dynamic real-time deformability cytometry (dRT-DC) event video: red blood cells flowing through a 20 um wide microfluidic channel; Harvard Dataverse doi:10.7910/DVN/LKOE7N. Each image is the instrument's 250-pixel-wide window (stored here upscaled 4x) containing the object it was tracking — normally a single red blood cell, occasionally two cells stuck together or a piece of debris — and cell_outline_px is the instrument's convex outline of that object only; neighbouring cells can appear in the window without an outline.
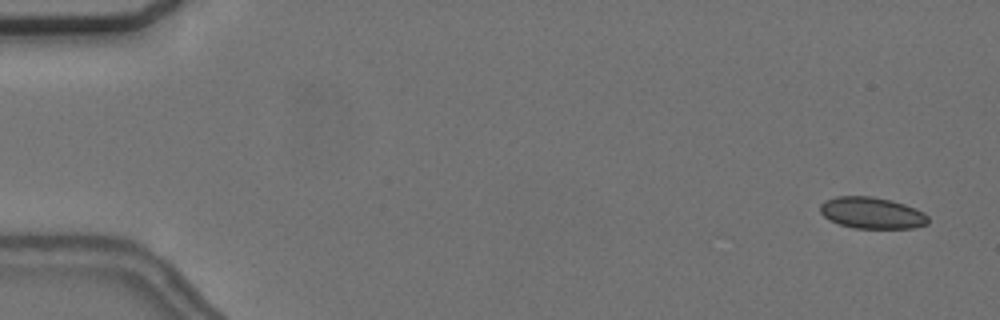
{"species": "common noctule bat (a hibernating species)", "species_latin": "Nyctalus noctula", "temperature_condition": "cold", "stored_images_in_passage": 5, "camera_frame_rate_fps": 3000, "um_per_image_px": 0.085, "animal": {"sex": "female", "body_mass_g": 24.6, "forearm_length_mm": 56.2}, "frame": {"image": 1, "passage_image": 1, "time_ms": 0.0, "image_size_px": [1000, 320], "cell_outline_px": [[928, 224], [912, 228], [856, 228], [840, 224], [828, 220], [820, 212], [820, 204], [824, 200], [836, 196], [872, 196], [892, 200], [904, 204], [924, 212], [928, 216]], "centroid_in_image_um": [74.09, 18.09], "position_along_channel_um": 10.9, "area_um2": 19.88}}
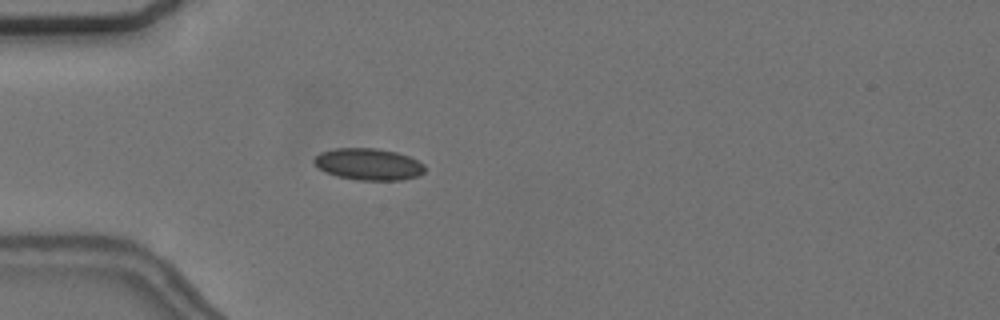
{"frame": {"image": 2, "passage_image": 5, "time_ms": 4.667, "image_size_px": [1000, 320], "cell_outline_px": [[424, 172], [420, 176], [400, 180], [356, 180], [336, 176], [324, 172], [312, 160], [320, 152], [336, 148], [376, 148], [396, 152], [408, 156], [424, 164]], "centroid_in_image_um": [31.32, 13.96], "position_along_channel_um": 53.7, "area_um2": 20.52}}